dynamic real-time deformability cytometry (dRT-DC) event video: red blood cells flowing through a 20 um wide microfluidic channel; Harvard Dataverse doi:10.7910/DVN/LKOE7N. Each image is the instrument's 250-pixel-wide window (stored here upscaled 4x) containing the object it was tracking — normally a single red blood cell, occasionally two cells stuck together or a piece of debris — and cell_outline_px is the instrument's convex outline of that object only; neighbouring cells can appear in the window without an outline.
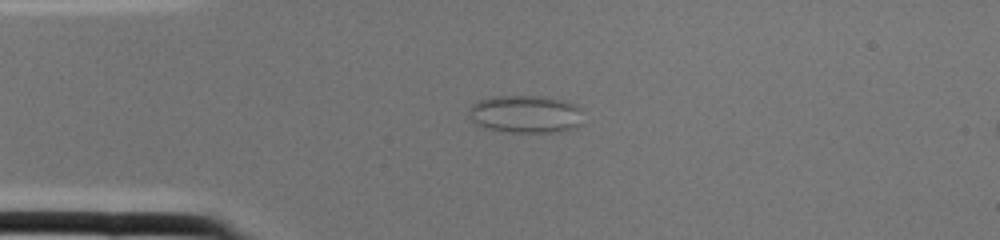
{"species": "common noctule bat (a hibernating species)", "species_latin": "Nyctalus noctula", "temperature_condition": "cold", "stored_images_in_passage": 2, "segment_of_instrument_passage": [1, 2], "camera_frame_rate_fps": 3000, "um_per_image_px": 0.085, "animal": {"sex": "female", "body_mass_g": 22.0, "forearm_length_mm": 56.7}, "frame": {"image": 1, "passage_image": 1, "time_ms": 0.0, "image_size_px": [1000, 240], "cell_outline_px": [[580, 124], [572, 128], [560, 132], [508, 132], [480, 128], [468, 116], [468, 112], [472, 104], [480, 100], [492, 96], [536, 96], [564, 100], [576, 104], [580, 108]], "centroid_in_image_um": [44.62, 9.71], "position_along_channel_um": 40.4, "area_um2": 25.26}}